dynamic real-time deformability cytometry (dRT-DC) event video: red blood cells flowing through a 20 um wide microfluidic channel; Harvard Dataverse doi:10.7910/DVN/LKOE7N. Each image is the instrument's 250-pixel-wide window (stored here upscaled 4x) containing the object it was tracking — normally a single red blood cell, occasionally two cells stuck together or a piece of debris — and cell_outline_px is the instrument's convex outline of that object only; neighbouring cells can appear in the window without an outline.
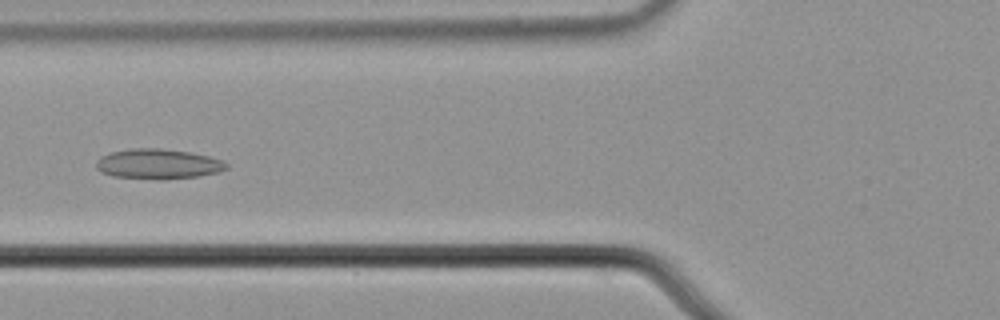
{"species": "common noctule bat (a hibernating species)", "species_latin": "Nyctalus noctula", "temperature_condition": "cold", "stored_images_in_passage": 44, "camera_frame_rate_fps": 3000, "um_per_image_px": 0.085, "animal": {"sex": "male", "body_mass_g": 21.5, "forearm_length_mm": 52.0}, "frame": {"image": 1, "passage_image": 10, "time_ms": 3.0, "image_size_px": [1000, 320], "cell_outline_px": [[228, 168], [220, 172], [200, 176], [164, 180], [160, 180], [112, 176], [100, 172], [96, 168], [96, 160], [100, 156], [112, 152], [132, 148], [160, 148], [188, 152], [208, 156], [220, 160], [228, 164]], "centroid_in_image_um": [13.42, 13.95], "position_along_channel_um": 112.4, "area_um2": 23.0}}
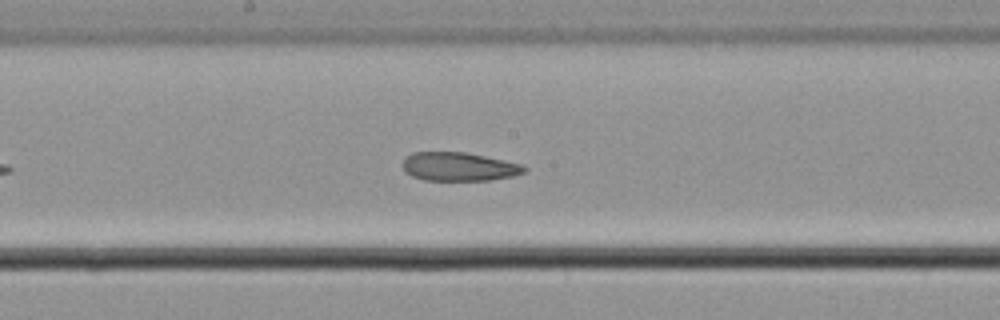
{"frame": {"image": 2, "passage_image": 18, "time_ms": 5.667, "image_size_px": [1000, 320], "cell_outline_px": [[528, 168], [524, 172], [512, 176], [488, 180], [424, 180], [412, 176], [404, 172], [404, 160], [412, 152], [464, 152], [484, 156], [520, 164]], "centroid_in_image_um": [38.99, 14.17], "position_along_channel_um": 209.2, "area_um2": 20.0}}
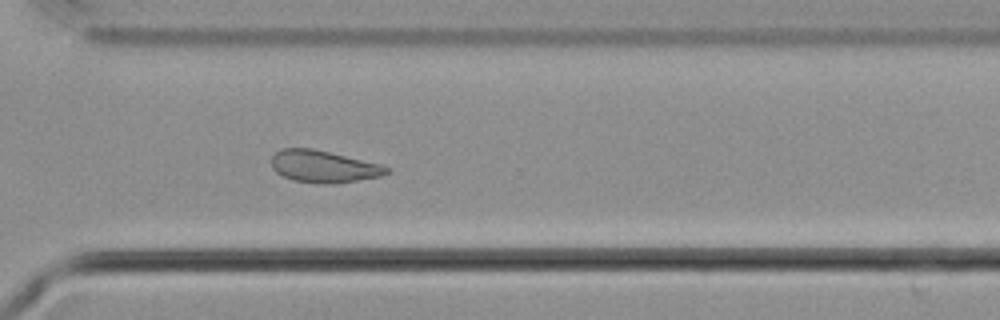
{"frame": {"image": 3, "passage_image": 29, "time_ms": 9.333, "image_size_px": [1000, 320], "cell_outline_px": [[392, 172], [380, 176], [336, 184], [316, 184], [292, 180], [276, 172], [272, 168], [272, 156], [280, 148], [312, 148], [380, 164], [392, 168]], "centroid_in_image_um": [27.51, 14.16], "position_along_channel_um": 343.1, "area_um2": 21.68}}